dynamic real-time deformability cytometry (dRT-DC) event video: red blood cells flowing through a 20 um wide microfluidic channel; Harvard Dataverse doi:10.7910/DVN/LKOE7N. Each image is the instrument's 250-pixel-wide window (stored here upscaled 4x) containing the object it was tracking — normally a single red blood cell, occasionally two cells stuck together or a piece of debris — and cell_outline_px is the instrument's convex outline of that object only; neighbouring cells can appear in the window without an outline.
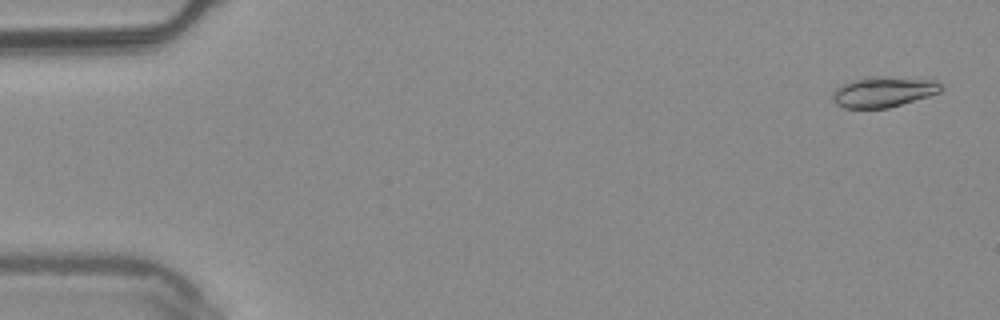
{"species": "common noctule bat (a hibernating species)", "species_latin": "Nyctalus noctula", "temperature_condition": "warm", "stored_images_in_passage": 54, "camera_frame_rate_fps": 3000, "um_per_image_px": 0.085, "animal": {"sex": "male", "body_mass_g": 20.4}, "frame": {"image": 1, "passage_image": 2, "time_ms": 0.333, "image_size_px": [1000, 320], "cell_outline_px": [[944, 88], [940, 92], [928, 96], [888, 108], [844, 108], [836, 104], [832, 100], [832, 92], [836, 88], [852, 80], [864, 76], [876, 76], [936, 80]], "centroid_in_image_um": [75.06, 7.8], "position_along_channel_um": 9.9, "area_um2": 19.31}}
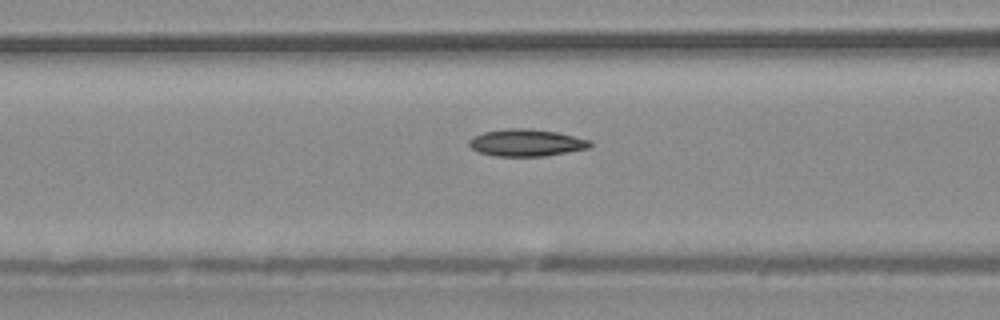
{"frame": {"image": 2, "passage_image": 22, "time_ms": 7.0, "image_size_px": [1000, 320], "cell_outline_px": [[592, 144], [588, 148], [544, 156], [496, 156], [480, 152], [472, 148], [468, 144], [468, 140], [472, 136], [484, 132], [508, 128], [528, 128], [556, 132], [592, 140]], "centroid_in_image_um": [44.73, 12.12], "position_along_channel_um": 121.9, "area_um2": 19.02}}
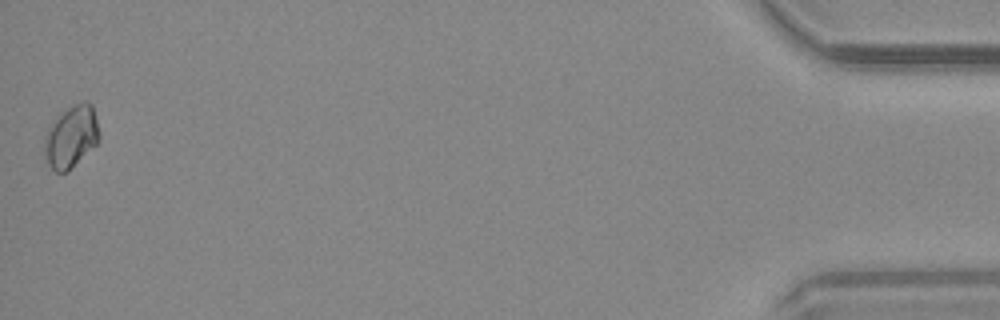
{"frame": {"image": 3, "passage_image": 54, "time_ms": 17.667, "image_size_px": [1000, 320], "cell_outline_px": [[100, 136], [96, 144], [68, 172], [56, 172], [48, 164], [44, 156], [44, 136], [48, 128], [56, 116], [60, 112], [72, 104], [84, 100], [88, 100], [92, 104], [100, 132]], "centroid_in_image_um": [6.04, 11.58], "position_along_channel_um": 429.2, "area_um2": 20.23}, "authors_computed_cell_mechanics": {"area_um2": 18.496, "velocity_mm_per_s": 3.7571, "shape_relaxation_time_tau1_ms": 10.362, "shape_relaxation_time_tau2_ms": null, "deformation_change_tau1": 0.0964, "deformation_change_tau2": null}}